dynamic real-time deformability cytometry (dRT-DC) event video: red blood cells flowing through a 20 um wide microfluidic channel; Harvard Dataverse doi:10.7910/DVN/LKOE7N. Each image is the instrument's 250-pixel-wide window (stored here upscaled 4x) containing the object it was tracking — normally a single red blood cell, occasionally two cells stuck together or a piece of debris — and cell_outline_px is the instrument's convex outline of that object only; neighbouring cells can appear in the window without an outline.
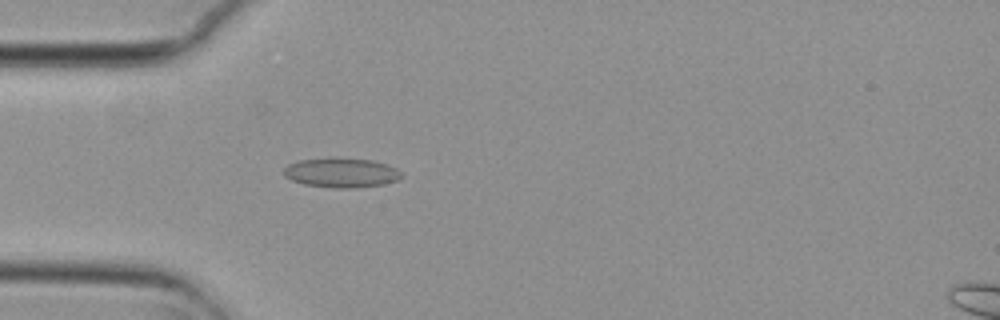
{"species": "common noctule bat (a hibernating species)", "species_latin": "Nyctalus noctula", "temperature_condition": "cold", "stored_images_in_passage": 40, "camera_frame_rate_fps": 3000, "um_per_image_px": 0.085, "animal": {"sex": "female", "body_mass_g": 29.2, "forearm_length_mm": 56.3}, "frame": {"image": 1, "passage_image": 1, "time_ms": 0.0, "image_size_px": [1000, 320], "cell_outline_px": [[400, 176], [396, 180], [384, 184], [356, 188], [332, 188], [304, 184], [292, 180], [284, 176], [284, 168], [288, 164], [300, 160], [328, 156], [372, 160], [388, 164], [396, 168], [400, 172]], "centroid_in_image_um": [28.98, 14.66], "position_along_channel_um": 56.0, "area_um2": 20.58}}
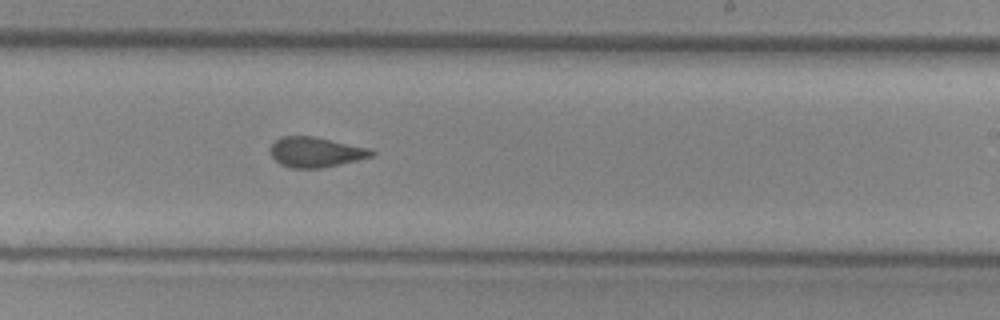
{"frame": {"image": 2, "passage_image": 18, "time_ms": 5.667, "image_size_px": [1000, 320], "cell_outline_px": [[376, 152], [372, 156], [340, 164], [320, 168], [292, 168], [280, 164], [268, 152], [268, 148], [280, 136], [312, 136], [372, 148]], "centroid_in_image_um": [26.82, 12.92], "position_along_channel_um": 262.2, "area_um2": 17.86}}
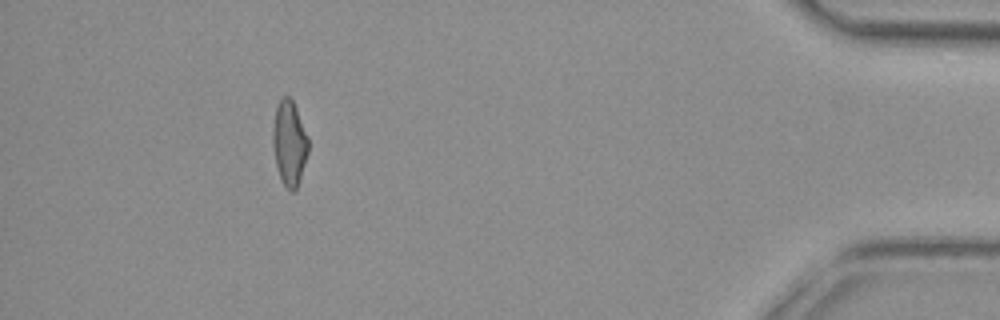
{"frame": {"image": 3, "passage_image": 35, "time_ms": 11.333, "image_size_px": [1000, 320], "cell_outline_px": [[308, 152], [296, 188], [292, 192], [288, 192], [280, 180], [276, 164], [272, 144], [272, 128], [276, 108], [280, 100], [284, 96], [288, 96], [292, 100], [296, 108], [308, 136]], "centroid_in_image_um": [24.57, 12.18], "position_along_channel_um": 410.6, "area_um2": 17.51}, "authors_computed_cell_mechanics": {"area_um2": 17.918, "velocity_mm_per_s": 3.7229, "shape_relaxation_time_tau1_ms": null, "shape_relaxation_time_tau2_ms": 1.4817, "deformation_change_tau1": null, "deformation_change_tau2": 0.0807}}